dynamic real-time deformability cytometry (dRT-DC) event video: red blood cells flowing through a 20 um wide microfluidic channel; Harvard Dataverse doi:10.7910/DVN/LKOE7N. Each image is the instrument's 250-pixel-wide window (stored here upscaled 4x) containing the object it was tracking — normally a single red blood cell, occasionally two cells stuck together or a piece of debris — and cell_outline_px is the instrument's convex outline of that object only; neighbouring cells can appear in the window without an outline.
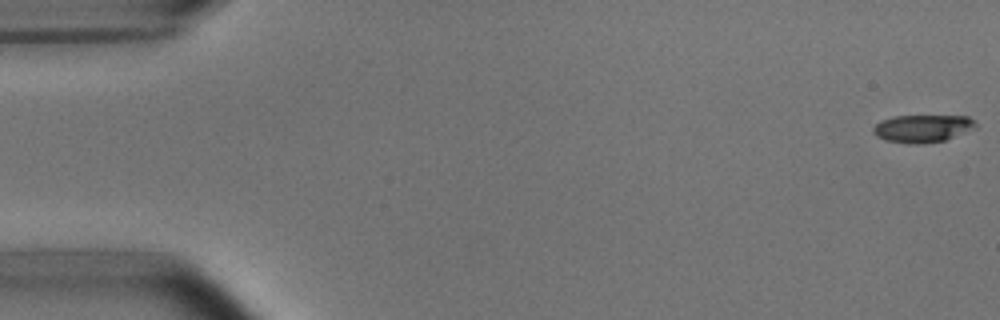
{"species": "common noctule bat (a hibernating species)", "species_latin": "Nyctalus noctula", "temperature_condition": "room temperature", "stored_images_in_passage": 10, "camera_frame_rate_fps": 3000, "um_per_image_px": 0.085, "animal": {"sex": "male", "body_mass_g": 15.6}, "frame": {"image": 1, "passage_image": 1, "time_ms": 0.0, "image_size_px": [1000, 320], "cell_outline_px": [[976, 128], [944, 140], [916, 144], [884, 140], [876, 136], [872, 132], [872, 128], [880, 120], [892, 116], [968, 116], [976, 124]], "centroid_in_image_um": [78.37, 10.91], "position_along_channel_um": 6.6, "area_um2": 16.36}}
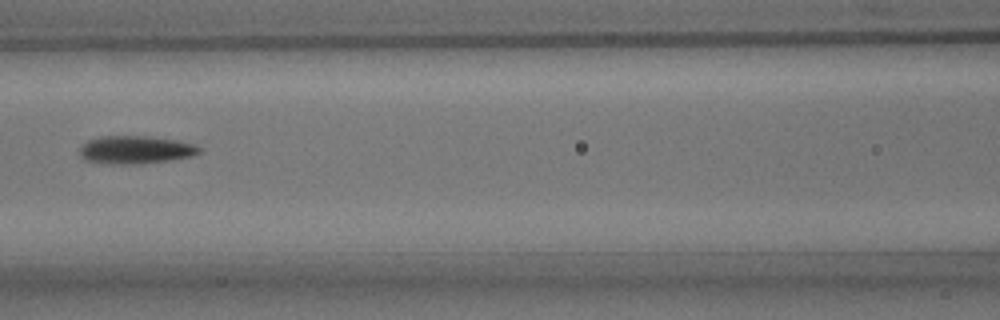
{"frame": {"image": 2, "passage_image": 7, "time_ms": 7.667, "image_size_px": [1000, 320], "cell_outline_px": [[204, 148], [200, 152], [192, 156], [172, 160], [140, 164], [112, 164], [88, 160], [80, 156], [80, 148], [88, 140], [100, 136], [152, 136], [176, 140], [196, 144]], "centroid_in_image_um": [11.59, 12.73], "position_along_channel_um": 155.0, "area_um2": 19.65}}
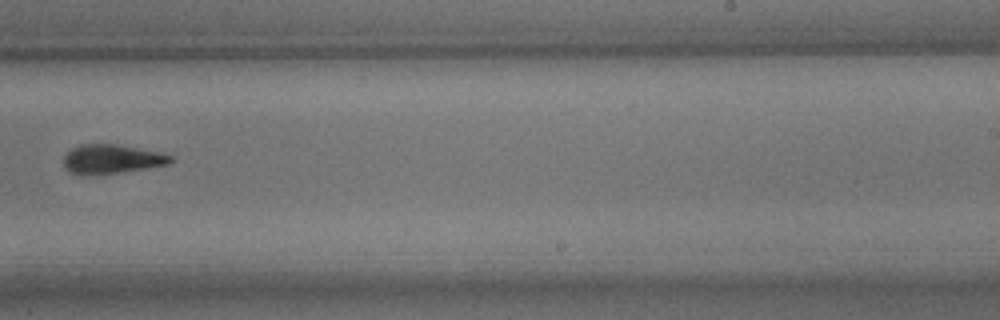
{"frame": {"image": 3, "passage_image": 10, "time_ms": 11.0, "image_size_px": [1000, 320], "cell_outline_px": [[176, 160], [168, 164], [100, 176], [80, 176], [68, 172], [64, 168], [64, 156], [72, 148], [80, 144], [116, 144], [160, 152], [172, 156]], "centroid_in_image_um": [9.45, 13.55], "position_along_channel_um": 279.5, "area_um2": 18.67}}